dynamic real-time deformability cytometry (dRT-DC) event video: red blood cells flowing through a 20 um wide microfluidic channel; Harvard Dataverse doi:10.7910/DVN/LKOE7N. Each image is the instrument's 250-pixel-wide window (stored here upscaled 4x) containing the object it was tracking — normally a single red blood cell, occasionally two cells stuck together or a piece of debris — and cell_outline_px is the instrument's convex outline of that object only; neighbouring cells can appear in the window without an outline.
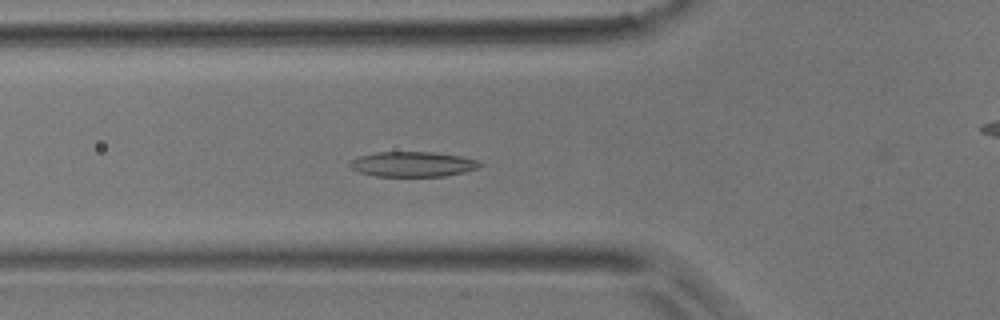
{"species": "common noctule bat (a hibernating species)", "species_latin": "Nyctalus noctula", "temperature_condition": "room temperature", "stored_images_in_passage": 50, "camera_frame_rate_fps": 3000, "um_per_image_px": 0.085, "animal": {"sex": "male", "body_mass_g": 17.9}, "frame": {"image": 1, "passage_image": 17, "time_ms": 5.333, "image_size_px": [1000, 320], "cell_outline_px": [[480, 164], [476, 168], [464, 172], [444, 176], [376, 176], [360, 172], [352, 168], [348, 164], [352, 160], [360, 156], [376, 152], [432, 152], [464, 156], [476, 160]], "centroid_in_image_um": [35.07, 13.95], "position_along_channel_um": 90.7, "area_um2": 18.79}}
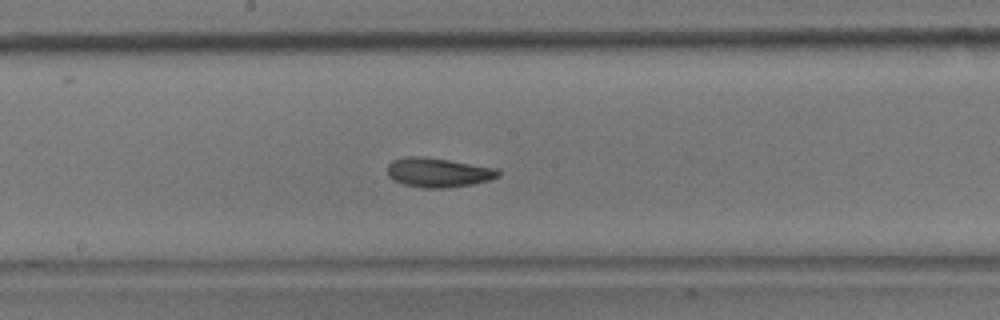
{"frame": {"image": 2, "passage_image": 26, "time_ms": 8.333, "image_size_px": [1000, 320], "cell_outline_px": [[500, 176], [488, 180], [472, 184], [444, 188], [424, 188], [404, 184], [392, 180], [388, 176], [388, 164], [392, 160], [404, 156], [424, 156], [496, 168], [500, 172]], "centroid_in_image_um": [37.21, 14.65], "position_along_channel_um": 211.0, "area_um2": 18.96}}
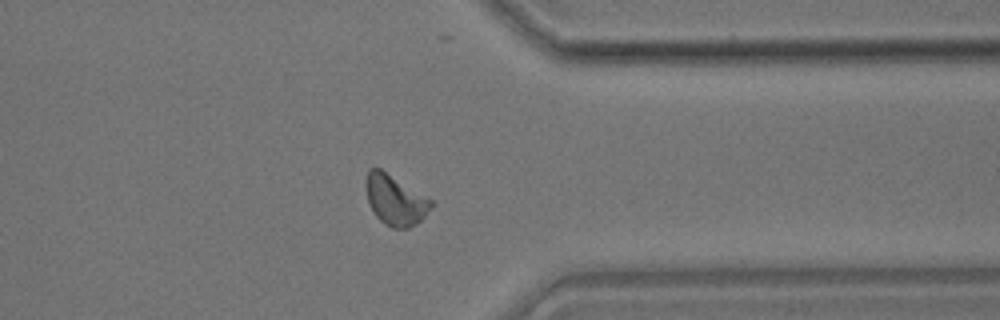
{"frame": {"image": 3, "passage_image": 39, "time_ms": 12.667, "image_size_px": [1000, 320], "cell_outline_px": [[432, 204], [424, 216], [416, 224], [408, 228], [392, 228], [384, 224], [372, 212], [368, 204], [364, 180], [368, 168], [380, 168], [432, 200]], "centroid_in_image_um": [33.52, 16.99], "position_along_channel_um": 377.9, "area_um2": 19.07}}